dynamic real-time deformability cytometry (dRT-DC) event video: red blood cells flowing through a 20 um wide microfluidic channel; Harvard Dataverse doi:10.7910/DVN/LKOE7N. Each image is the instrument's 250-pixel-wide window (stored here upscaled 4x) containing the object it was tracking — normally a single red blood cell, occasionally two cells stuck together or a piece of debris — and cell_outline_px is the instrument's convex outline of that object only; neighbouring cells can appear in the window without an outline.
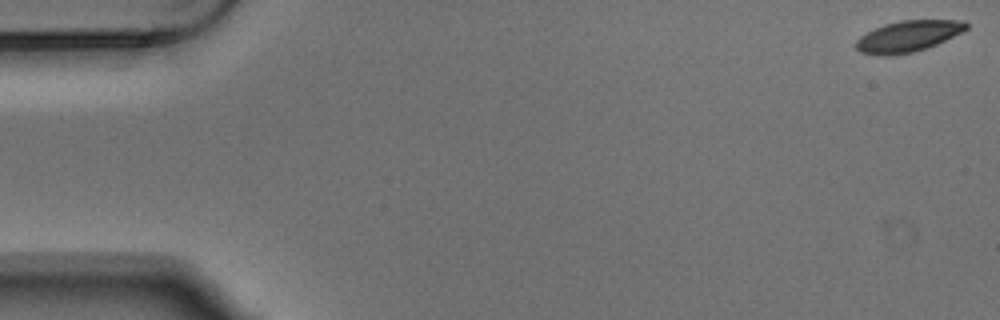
{"species": "Egyptian fruit bat (a non-hibernating species)", "species_latin": "Rousettus aegyptiacus", "temperature_condition": "warm", "stored_images_in_passage": 5, "camera_frame_rate_fps": 3000, "um_per_image_px": 0.085, "animal": {"sex": "male"}, "frame": {"image": 1, "passage_image": 1, "time_ms": 0.0, "image_size_px": [1000, 320], "cell_outline_px": [[968, 28], [936, 44], [912, 52], [888, 56], [880, 56], [860, 52], [856, 48], [856, 40], [860, 36], [884, 24], [900, 20], [964, 20], [968, 24]], "centroid_in_image_um": [77.15, 3.08], "position_along_channel_um": 7.8, "area_um2": 19.77}}
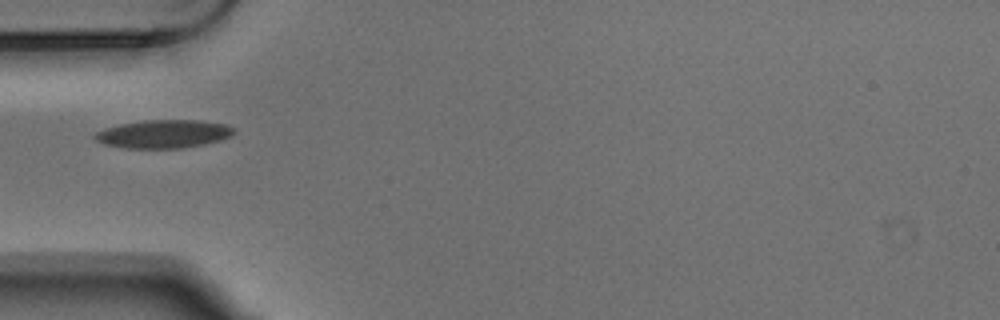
{"frame": {"image": 2, "passage_image": 5, "time_ms": 1.333, "image_size_px": [1000, 320], "cell_outline_px": [[236, 132], [232, 136], [220, 140], [204, 144], [180, 148], [124, 148], [104, 144], [96, 140], [92, 136], [96, 132], [104, 128], [120, 124], [144, 120], [200, 120], [228, 124], [236, 128]], "centroid_in_image_um": [13.94, 11.38], "position_along_channel_um": 71.1, "area_um2": 23.12}}